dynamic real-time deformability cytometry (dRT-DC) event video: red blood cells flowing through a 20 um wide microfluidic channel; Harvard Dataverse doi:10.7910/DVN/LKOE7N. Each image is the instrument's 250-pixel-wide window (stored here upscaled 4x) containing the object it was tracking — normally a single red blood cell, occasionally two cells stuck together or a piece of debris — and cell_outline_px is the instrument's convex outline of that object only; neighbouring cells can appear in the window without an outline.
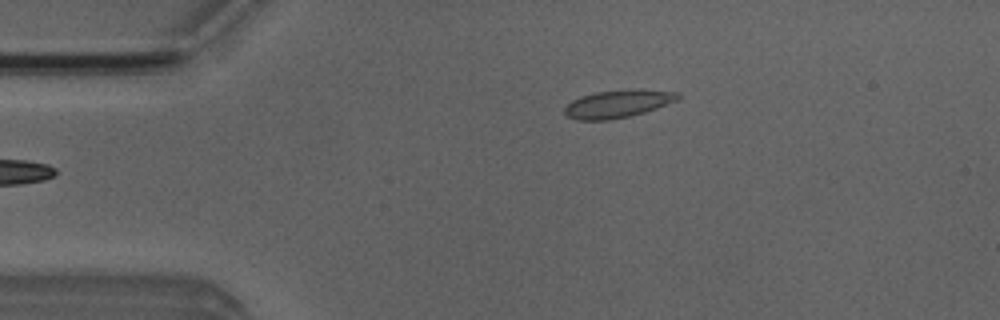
{"species": "Egyptian fruit bat (a non-hibernating species)", "species_latin": "Rousettus aegyptiacus", "temperature_condition": "room temperature", "stored_images_in_passage": 2, "camera_frame_rate_fps": 3000, "um_per_image_px": 0.085, "animal": {"sex": "male"}, "frame": {"image": 1, "passage_image": 2, "time_ms": 1.333, "image_size_px": [1000, 320], "cell_outline_px": [[680, 100], [644, 112], [628, 116], [608, 120], [576, 120], [568, 116], [564, 112], [564, 108], [572, 100], [580, 96], [596, 92], [680, 92]], "centroid_in_image_um": [52.44, 8.88], "position_along_channel_um": 32.6, "area_um2": 17.28}}